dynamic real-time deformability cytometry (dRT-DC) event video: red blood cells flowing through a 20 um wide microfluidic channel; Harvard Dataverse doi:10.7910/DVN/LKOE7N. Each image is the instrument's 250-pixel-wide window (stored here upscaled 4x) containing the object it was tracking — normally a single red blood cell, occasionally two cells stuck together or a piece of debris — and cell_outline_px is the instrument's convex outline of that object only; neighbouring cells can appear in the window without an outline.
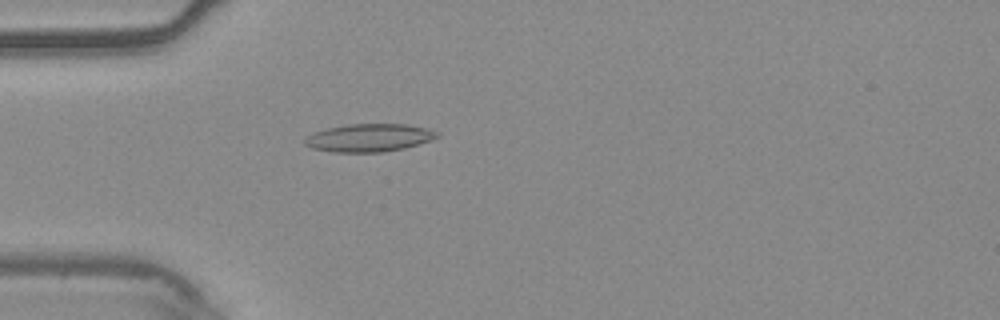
{"species": "common noctule bat (a hibernating species)", "species_latin": "Nyctalus noctula", "temperature_condition": "warm", "stored_images_in_passage": 54, "camera_frame_rate_fps": 3000, "um_per_image_px": 0.085, "animal": {"sex": "male", "body_mass_g": 20.4}, "frame": {"image": 1, "passage_image": 16, "time_ms": 5.0, "image_size_px": [1000, 320], "cell_outline_px": [[440, 136], [432, 140], [404, 148], [384, 152], [332, 152], [312, 148], [304, 144], [304, 136], [312, 132], [328, 128], [348, 124], [408, 124], [440, 132]], "centroid_in_image_um": [31.35, 11.71], "position_along_channel_um": 53.6, "area_um2": 21.68}}
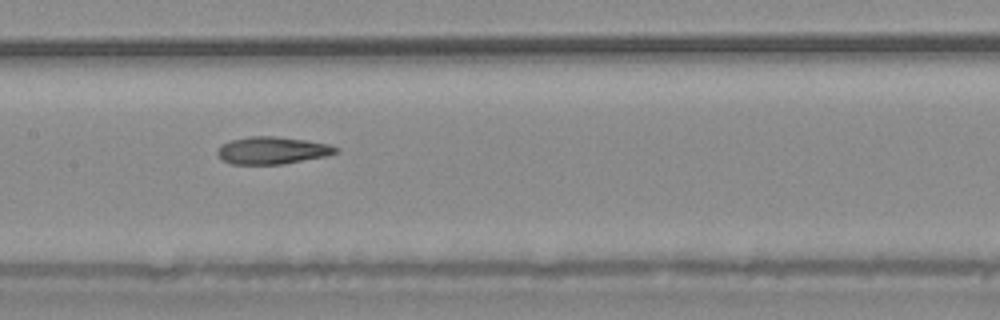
{"frame": {"image": 2, "passage_image": 27, "time_ms": 8.667, "image_size_px": [1000, 320], "cell_outline_px": [[340, 152], [328, 156], [284, 164], [232, 164], [224, 160], [216, 152], [224, 144], [232, 140], [248, 136], [272, 136], [304, 140], [328, 144], [340, 148]], "centroid_in_image_um": [23.22, 12.79], "position_along_channel_um": 184.2, "area_um2": 18.73}}
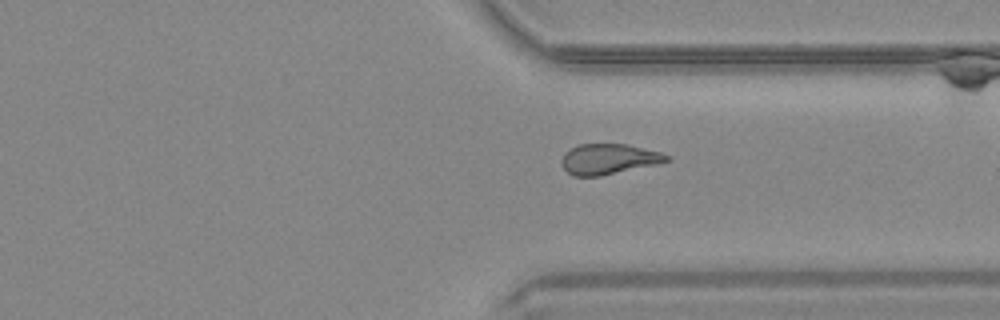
{"frame": {"image": 3, "passage_image": 41, "time_ms": 13.333, "image_size_px": [1000, 320], "cell_outline_px": [[672, 156], [668, 160], [656, 164], [600, 176], [572, 176], [564, 168], [560, 160], [564, 152], [568, 148], [580, 144], [628, 144], [660, 152]], "centroid_in_image_um": [51.7, 13.51], "position_along_channel_um": 359.7, "area_um2": 18.67}, "authors_computed_cell_mechanics": {"area_um2": 19.9699, "velocity_mm_per_s": 3.7612, "shape_relaxation_time_tau1_ms": null, "shape_relaxation_time_tau2_ms": 3.4843, "deformation_change_tau1": null, "deformation_change_tau2": 0.1164}}